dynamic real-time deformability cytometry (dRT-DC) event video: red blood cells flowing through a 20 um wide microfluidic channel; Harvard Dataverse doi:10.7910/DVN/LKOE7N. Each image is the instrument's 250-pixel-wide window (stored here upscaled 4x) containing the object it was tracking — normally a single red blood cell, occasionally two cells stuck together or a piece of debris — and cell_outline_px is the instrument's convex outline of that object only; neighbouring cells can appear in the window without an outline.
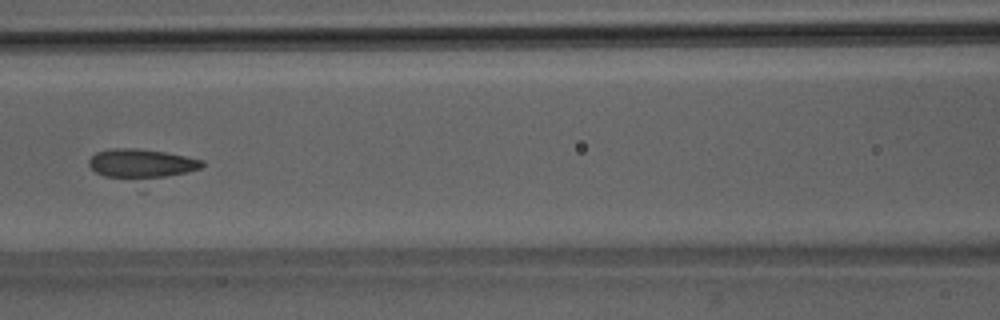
{"species": "Egyptian fruit bat (a non-hibernating species)", "species_latin": "Rousettus aegyptiacus", "temperature_condition": "room temperature", "stored_images_in_passage": 9, "camera_frame_rate_fps": 3000, "um_per_image_px": 0.085, "animal": {"sex": "male"}, "frame": {"image": 1, "passage_image": 6, "time_ms": 6.667, "image_size_px": [1000, 320], "cell_outline_px": [[204, 164], [200, 168], [144, 192], [140, 192], [104, 176], [96, 172], [88, 164], [88, 160], [96, 152], [112, 148], [136, 148], [164, 152], [204, 160]], "centroid_in_image_um": [12.08, 14.18], "position_along_channel_um": 154.5, "area_um2": 23.35}}
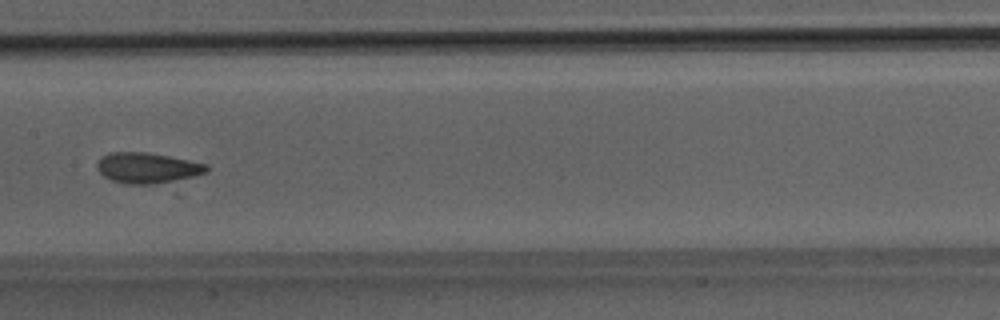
{"frame": {"image": 2, "passage_image": 7, "time_ms": 7.667, "image_size_px": [1000, 320], "cell_outline_px": [[208, 172], [176, 192], [124, 184], [112, 180], [104, 176], [96, 168], [96, 164], [100, 156], [108, 152], [144, 152], [168, 156], [208, 164]], "centroid_in_image_um": [12.78, 14.46], "position_along_channel_um": 194.6, "area_um2": 22.72}}